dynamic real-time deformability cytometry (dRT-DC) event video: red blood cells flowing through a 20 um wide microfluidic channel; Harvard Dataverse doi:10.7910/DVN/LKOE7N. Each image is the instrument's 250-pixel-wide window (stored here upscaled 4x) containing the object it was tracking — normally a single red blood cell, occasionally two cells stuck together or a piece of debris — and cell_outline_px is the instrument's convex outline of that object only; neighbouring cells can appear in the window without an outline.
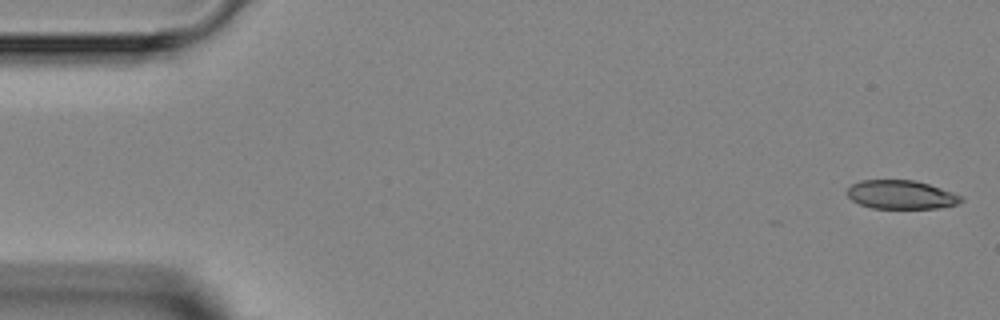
{"species": "Egyptian fruit bat (a non-hibernating species)", "species_latin": "Rousettus aegyptiacus", "temperature_condition": "room temperature", "stored_images_in_passage": 5, "camera_frame_rate_fps": 3000, "um_per_image_px": 0.085, "animal": {"sex": "female"}, "frame": {"image": 1, "passage_image": 1, "time_ms": 0.0, "image_size_px": [1000, 320], "cell_outline_px": [[964, 200], [956, 204], [940, 208], [872, 208], [860, 204], [852, 200], [848, 196], [848, 188], [852, 184], [860, 180], [916, 180], [964, 196]], "centroid_in_image_um": [76.61, 16.54], "position_along_channel_um": 8.4, "area_um2": 19.02}}
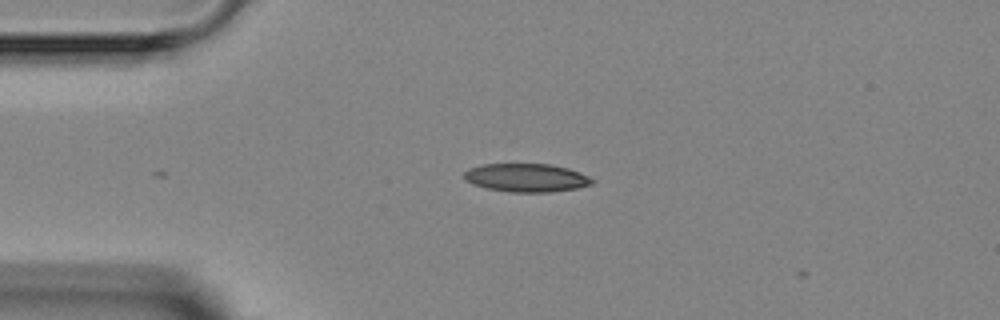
{"frame": {"image": 2, "passage_image": 4, "time_ms": 3.333, "image_size_px": [1000, 320], "cell_outline_px": [[596, 180], [592, 184], [576, 188], [548, 192], [512, 192], [488, 188], [472, 184], [464, 180], [464, 172], [468, 168], [480, 164], [552, 164], [568, 168], [580, 172]], "centroid_in_image_um": [44.73, 15.09], "position_along_channel_um": 40.3, "area_um2": 21.21}}